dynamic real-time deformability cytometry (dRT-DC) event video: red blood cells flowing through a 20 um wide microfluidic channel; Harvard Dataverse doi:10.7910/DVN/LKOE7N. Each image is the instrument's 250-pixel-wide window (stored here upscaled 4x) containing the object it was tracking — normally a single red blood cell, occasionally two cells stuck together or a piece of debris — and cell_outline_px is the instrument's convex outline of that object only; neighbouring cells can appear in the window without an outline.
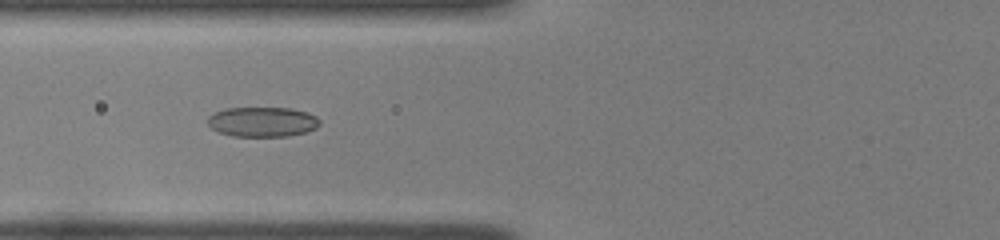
{"species": "common noctule bat (a hibernating species)", "species_latin": "Nyctalus noctula", "temperature_condition": "room temperature", "stored_images_in_passage": 22, "camera_frame_rate_fps": 3000, "um_per_image_px": 0.085, "animal": {"sex": "female", "body_mass_g": 22.0, "forearm_length_mm": 56.7}, "frame": {"image": 1, "passage_image": 19, "time_ms": 6.0, "image_size_px": [1000, 240], "cell_outline_px": [[320, 124], [316, 128], [308, 132], [288, 136], [232, 136], [220, 132], [212, 128], [208, 124], [208, 116], [212, 112], [224, 108], [292, 108], [308, 112], [316, 116], [320, 120]], "centroid_in_image_um": [22.32, 10.35], "position_along_channel_um": 103.5, "area_um2": 19.71}}
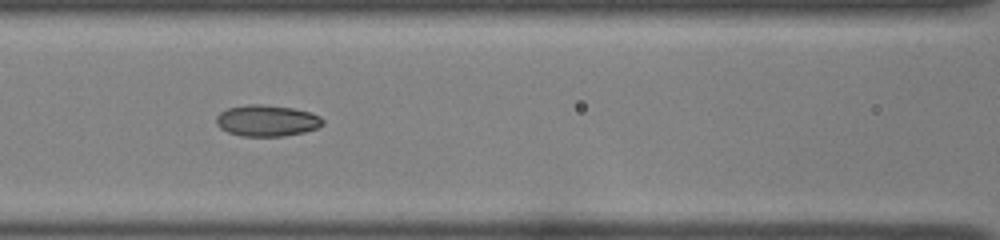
{"frame": {"image": 2, "passage_image": 22, "time_ms": 7.0, "image_size_px": [1000, 240], "cell_outline_px": [[324, 124], [316, 128], [304, 132], [284, 136], [240, 136], [228, 132], [220, 128], [216, 124], [216, 116], [220, 112], [228, 108], [248, 104], [264, 104], [292, 108], [308, 112], [320, 116], [324, 120]], "centroid_in_image_um": [22.67, 10.25], "position_along_channel_um": 143.9, "area_um2": 19.48}}